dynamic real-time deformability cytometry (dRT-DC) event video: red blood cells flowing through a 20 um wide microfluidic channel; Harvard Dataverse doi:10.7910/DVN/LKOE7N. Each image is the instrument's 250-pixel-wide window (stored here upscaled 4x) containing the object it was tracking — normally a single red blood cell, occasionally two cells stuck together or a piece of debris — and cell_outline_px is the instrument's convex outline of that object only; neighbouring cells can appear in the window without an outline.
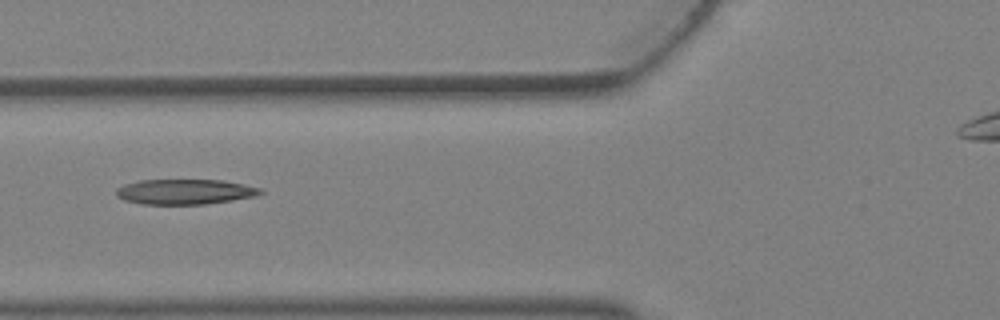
{"species": "Egyptian fruit bat (a non-hibernating species)", "species_latin": "Rousettus aegyptiacus", "temperature_condition": "warm", "stored_images_in_passage": 3, "camera_frame_rate_fps": 3000, "um_per_image_px": 0.085, "animal": {"sex": "female"}, "frame": {"image": 1, "passage_image": 3, "time_ms": 0.667, "image_size_px": [1000, 320], "cell_outline_px": [[264, 192], [256, 196], [232, 200], [204, 204], [140, 204], [124, 200], [116, 196], [116, 188], [124, 184], [140, 180], [224, 180], [244, 184], [260, 188]], "centroid_in_image_um": [15.7, 16.29], "position_along_channel_um": 110.1, "area_um2": 21.21}}